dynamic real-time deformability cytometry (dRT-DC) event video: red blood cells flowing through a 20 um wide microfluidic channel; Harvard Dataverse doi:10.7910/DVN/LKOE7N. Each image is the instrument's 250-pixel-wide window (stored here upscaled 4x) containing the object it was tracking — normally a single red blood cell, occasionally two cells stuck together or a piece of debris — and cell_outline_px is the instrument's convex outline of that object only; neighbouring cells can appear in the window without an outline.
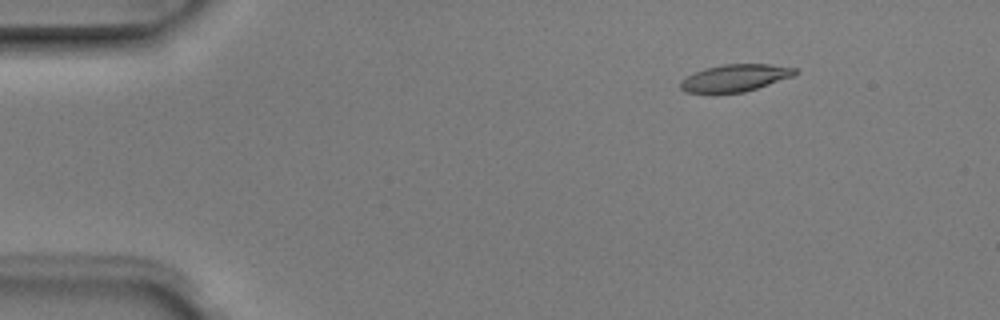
{"species": "Egyptian fruit bat (a non-hibernating species)", "species_latin": "Rousettus aegyptiacus", "temperature_condition": "room temperature", "stored_images_in_passage": 4, "segment_of_instrument_passage": [2, 2], "camera_frame_rate_fps": 3000, "um_per_image_px": 0.085, "animal": {"sex": "male"}, "frame": {"image": 1, "passage_image": 4, "time_ms": 1.0, "image_size_px": [1000, 320], "cell_outline_px": [[796, 72], [792, 76], [744, 92], [684, 92], [680, 88], [680, 80], [704, 68], [724, 64], [768, 64], [796, 68]], "centroid_in_image_um": [62.45, 6.61], "position_along_channel_um": 22.6, "area_um2": 17.69}}